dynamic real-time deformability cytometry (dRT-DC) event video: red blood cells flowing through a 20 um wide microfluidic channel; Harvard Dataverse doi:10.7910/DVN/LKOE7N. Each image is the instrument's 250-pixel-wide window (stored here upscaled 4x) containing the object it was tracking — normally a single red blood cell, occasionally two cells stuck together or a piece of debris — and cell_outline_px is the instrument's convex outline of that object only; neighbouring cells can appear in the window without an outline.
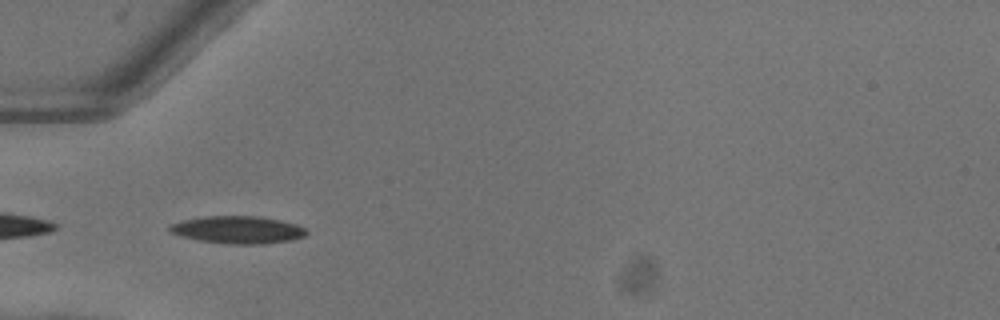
{"species": "common noctule bat (a hibernating species)", "species_latin": "Nyctalus noctula", "temperature_condition": "warm", "stored_images_in_passage": 35, "camera_frame_rate_fps": 3000, "um_per_image_px": 0.085, "animal": {"sex": "female"}, "frame": {"image": 1, "passage_image": 1, "time_ms": 0.0, "image_size_px": [1000, 320], "cell_outline_px": [[308, 232], [304, 236], [292, 240], [260, 244], [228, 244], [200, 240], [180, 236], [168, 232], [168, 224], [180, 220], [204, 216], [260, 216], [280, 220], [296, 224], [304, 228]], "centroid_in_image_um": [20.16, 19.52], "position_along_channel_um": 64.8, "area_um2": 22.08}, "authors_computed_cell_mechanics": {"area_um2": 20.9814, "velocity_mm_per_s": 4.0579, "shape_relaxation_time_tau1_ms": 3.287, "shape_relaxation_time_tau2_ms": 9.6042, "deformation_change_tau1": 0.1573, "deformation_change_tau2": 0.1663}}